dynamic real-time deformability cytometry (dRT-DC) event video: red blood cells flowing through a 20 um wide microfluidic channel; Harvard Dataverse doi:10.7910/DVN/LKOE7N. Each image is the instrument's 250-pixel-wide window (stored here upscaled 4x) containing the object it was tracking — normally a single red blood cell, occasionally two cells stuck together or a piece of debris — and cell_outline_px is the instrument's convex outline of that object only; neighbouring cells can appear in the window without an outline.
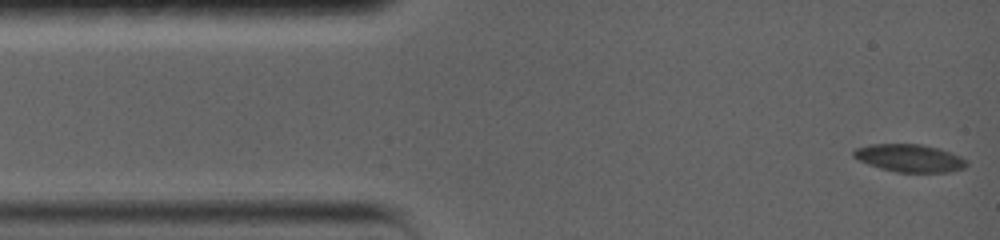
{"species": "common noctule bat (a hibernating species)", "species_latin": "Nyctalus noctula", "temperature_condition": "warm", "stored_images_in_passage": 10, "camera_frame_rate_fps": 5000, "um_per_image_px": 0.085, "animal": {"sex": "female", "body_mass_g": 19.0, "forearm_length_mm": 56.7}, "frame": {"image": 1, "passage_image": 1, "time_ms": 0.0, "image_size_px": [1000, 240], "cell_outline_px": [[968, 164], [964, 168], [948, 172], [896, 172], [880, 168], [868, 164], [852, 156], [852, 152], [856, 148], [872, 144], [920, 144], [940, 148], [960, 156], [968, 160]], "centroid_in_image_um": [77.33, 13.44], "position_along_channel_um": 7.7, "area_um2": 18.26}}
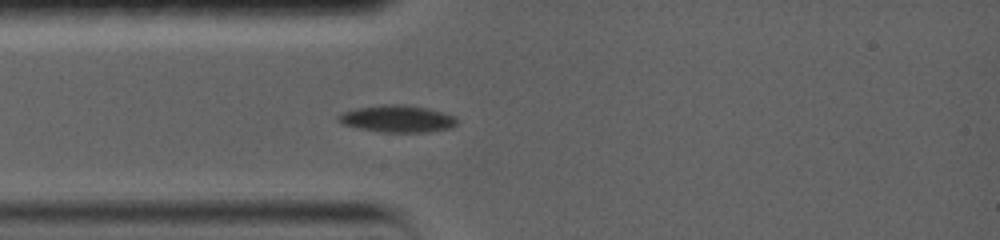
{"frame": {"image": 2, "passage_image": 10, "time_ms": 3.4, "image_size_px": [1000, 240], "cell_outline_px": [[456, 124], [452, 128], [424, 132], [380, 132], [340, 124], [336, 120], [336, 116], [340, 112], [356, 108], [384, 104], [404, 104], [428, 108], [456, 116]], "centroid_in_image_um": [33.72, 10.09], "position_along_channel_um": 51.3, "area_um2": 18.9}}